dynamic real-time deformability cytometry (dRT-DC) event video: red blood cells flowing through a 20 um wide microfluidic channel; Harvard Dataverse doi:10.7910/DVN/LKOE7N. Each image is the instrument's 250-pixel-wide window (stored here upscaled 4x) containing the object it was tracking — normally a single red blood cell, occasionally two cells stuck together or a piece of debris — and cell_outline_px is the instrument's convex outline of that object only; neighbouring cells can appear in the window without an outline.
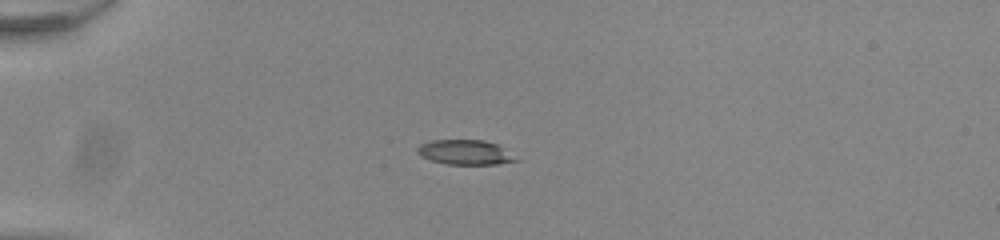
{"species": "common noctule bat (a hibernating species)", "species_latin": "Nyctalus noctula", "temperature_condition": "room temperature", "stored_images_in_passage": 4, "segment_of_instrument_passage": [2, 2], "camera_frame_rate_fps": 3000, "um_per_image_px": 0.085, "animal": {"sex": "male", "body_mass_g": 20.0, "forearm_length_mm": 53.3}, "frame": {"image": 1, "passage_image": 4, "time_ms": 1.0, "image_size_px": [1000, 240], "cell_outline_px": [[520, 160], [496, 164], [444, 164], [420, 156], [416, 152], [416, 148], [420, 144], [432, 140], [484, 140], [496, 144]], "centroid_in_image_um": [39.48, 12.94], "position_along_channel_um": 45.5, "area_um2": 14.1}}